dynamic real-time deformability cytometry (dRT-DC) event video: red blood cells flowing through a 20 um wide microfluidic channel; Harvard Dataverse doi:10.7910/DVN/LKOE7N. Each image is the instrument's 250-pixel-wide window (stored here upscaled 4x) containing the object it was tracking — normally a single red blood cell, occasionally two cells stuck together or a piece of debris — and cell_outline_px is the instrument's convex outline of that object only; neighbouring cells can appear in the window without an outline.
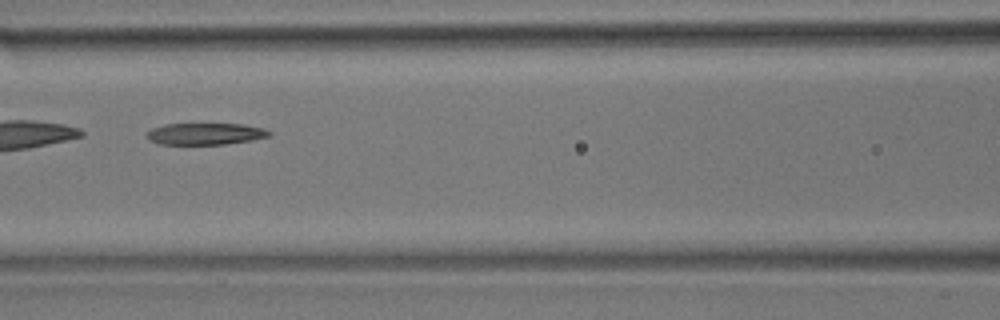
{"species": "common noctule bat (a hibernating species)", "species_latin": "Nyctalus noctula", "temperature_condition": "room temperature", "stored_images_in_passage": 50, "camera_frame_rate_fps": 3000, "um_per_image_px": 0.085, "animal": {"sex": "male", "body_mass_g": 17.9}, "frame": {"image": 1, "passage_image": 22, "time_ms": 7.0, "image_size_px": [1000, 320], "cell_outline_px": [[272, 132], [268, 136], [252, 140], [224, 144], [160, 144], [148, 140], [148, 132], [152, 128], [164, 124], [244, 124], [264, 128]], "centroid_in_image_um": [17.46, 11.37], "position_along_channel_um": 149.1, "area_um2": 15.37}, "authors_computed_cell_mechanics": {"area_um2": 17.3689, "velocity_mm_per_s": 3.987, "shape_relaxation_time_tau1_ms": 6.8669, "shape_relaxation_time_tau2_ms": 10.9457, "deformation_change_tau1": 0.2045, "deformation_change_tau2": 0.2304}}